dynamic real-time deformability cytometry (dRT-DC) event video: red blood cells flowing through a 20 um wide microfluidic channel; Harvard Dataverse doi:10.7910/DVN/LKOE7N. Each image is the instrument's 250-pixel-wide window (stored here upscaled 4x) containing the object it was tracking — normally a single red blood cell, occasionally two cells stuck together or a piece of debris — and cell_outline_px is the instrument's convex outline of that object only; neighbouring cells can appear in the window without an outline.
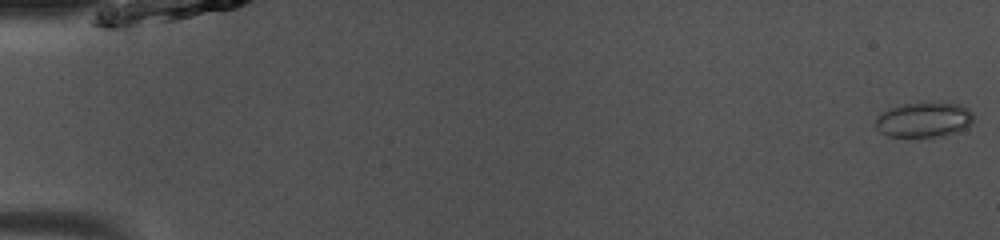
{"species": "common noctule bat (a hibernating species)", "species_latin": "Nyctalus noctula", "temperature_condition": "room temperature", "stored_images_in_passage": 49, "camera_frame_rate_fps": 3000, "um_per_image_px": 0.085, "animal": {"sex": "male", "body_mass_g": 13.0, "forearm_length_mm": 53.1}, "frame": {"image": 1, "passage_image": 1, "time_ms": 0.0, "image_size_px": [1000, 240], "cell_outline_px": [[972, 124], [968, 128], [960, 132], [944, 136], [888, 136], [880, 132], [876, 128], [876, 116], [888, 108], [904, 104], [932, 100], [960, 104], [968, 108], [972, 112]], "centroid_in_image_um": [78.58, 10.14], "position_along_channel_um": 6.4, "area_um2": 20.63}}
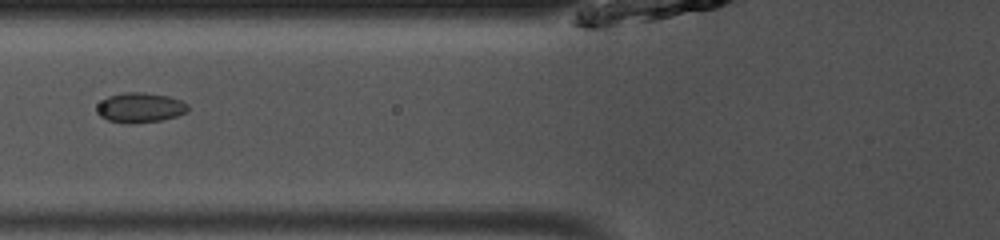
{"frame": {"image": 2, "passage_image": 20, "time_ms": 6.333, "image_size_px": [1000, 240], "cell_outline_px": [[188, 112], [176, 116], [160, 120], [132, 124], [128, 124], [108, 120], [100, 116], [96, 112], [100, 104], [108, 96], [124, 92], [144, 92], [168, 96], [180, 100], [188, 104]], "centroid_in_image_um": [11.93, 9.15], "position_along_channel_um": 113.9, "area_um2": 15.78}}
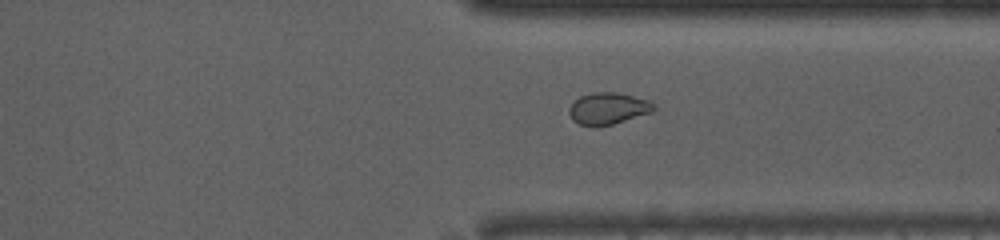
{"frame": {"image": 3, "passage_image": 38, "time_ms": 12.333, "image_size_px": [1000, 240], "cell_outline_px": [[656, 108], [652, 112], [612, 124], [596, 128], [580, 124], [572, 120], [568, 112], [568, 108], [580, 96], [592, 92], [616, 92], [648, 100], [656, 104]], "centroid_in_image_um": [51.67, 9.23], "position_along_channel_um": 359.7, "area_um2": 15.78}, "authors_computed_cell_mechanics": {"area_um2": 16.1262, "velocity_mm_per_s": 4.1019, "shape_relaxation_time_tau1_ms": 2.9261, "shape_relaxation_time_tau2_ms": 2.7324, "deformation_change_tau1": 0.0542, "deformation_change_tau2": 0.0487}}